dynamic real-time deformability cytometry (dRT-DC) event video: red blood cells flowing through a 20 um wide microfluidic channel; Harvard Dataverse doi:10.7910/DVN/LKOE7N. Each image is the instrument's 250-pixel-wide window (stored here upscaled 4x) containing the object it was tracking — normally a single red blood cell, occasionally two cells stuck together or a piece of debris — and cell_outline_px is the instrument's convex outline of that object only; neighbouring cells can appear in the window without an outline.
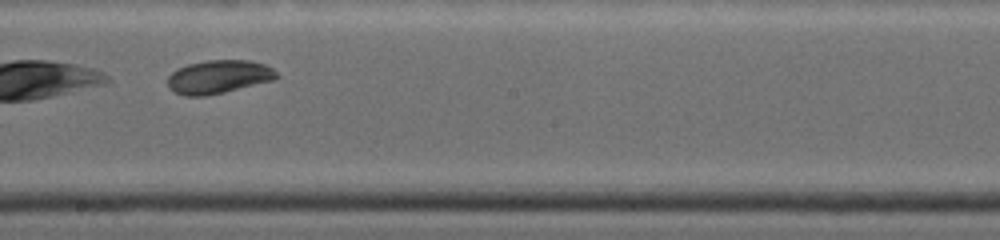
{"species": "common noctule bat (a hibernating species)", "species_latin": "Nyctalus noctula", "temperature_condition": "warm", "stored_images_in_passage": 16, "camera_frame_rate_fps": 4500, "um_per_image_px": 0.085, "animal": {"sex": "female", "body_mass_g": 19.0, "forearm_length_mm": 53.3}, "frame": {"image": 1, "passage_image": 10, "time_ms": 4.444, "image_size_px": [1000, 240], "cell_outline_px": [[280, 76], [272, 80], [224, 92], [204, 96], [184, 96], [168, 88], [168, 76], [176, 68], [188, 64], [208, 60], [252, 60], [264, 64], [272, 68]], "centroid_in_image_um": [18.56, 6.52], "position_along_channel_um": 229.6, "area_um2": 21.15}}